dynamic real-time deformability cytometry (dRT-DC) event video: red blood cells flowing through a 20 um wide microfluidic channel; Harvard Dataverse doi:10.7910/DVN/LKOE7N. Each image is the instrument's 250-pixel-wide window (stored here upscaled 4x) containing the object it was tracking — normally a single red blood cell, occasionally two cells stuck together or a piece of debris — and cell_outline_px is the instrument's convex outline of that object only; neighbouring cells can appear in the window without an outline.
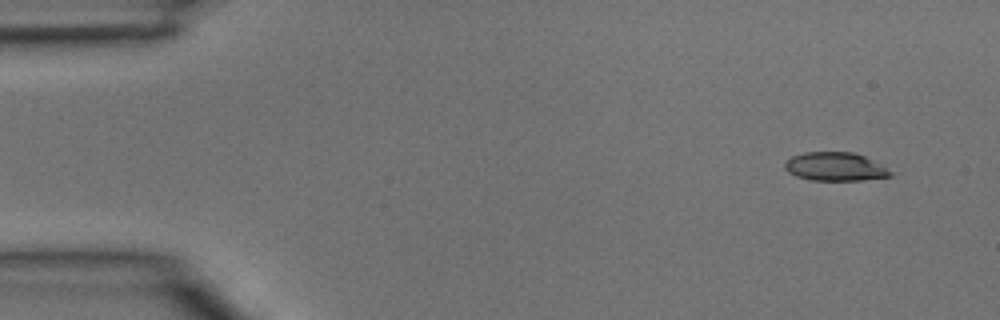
{"species": "common noctule bat (a hibernating species)", "species_latin": "Nyctalus noctula", "temperature_condition": "room temperature", "stored_images_in_passage": 3, "camera_frame_rate_fps": 3000, "um_per_image_px": 0.085, "animal": {"sex": "male", "body_mass_g": 15.6}, "frame": {"image": 1, "passage_image": 1, "time_ms": 0.0, "image_size_px": [1000, 320], "cell_outline_px": [[892, 176], [864, 180], [812, 180], [796, 176], [788, 172], [784, 168], [784, 164], [792, 156], [804, 152], [852, 152], [864, 156], [892, 172]], "centroid_in_image_um": [70.95, 14.17], "position_along_channel_um": 14.0, "area_um2": 17.34}}